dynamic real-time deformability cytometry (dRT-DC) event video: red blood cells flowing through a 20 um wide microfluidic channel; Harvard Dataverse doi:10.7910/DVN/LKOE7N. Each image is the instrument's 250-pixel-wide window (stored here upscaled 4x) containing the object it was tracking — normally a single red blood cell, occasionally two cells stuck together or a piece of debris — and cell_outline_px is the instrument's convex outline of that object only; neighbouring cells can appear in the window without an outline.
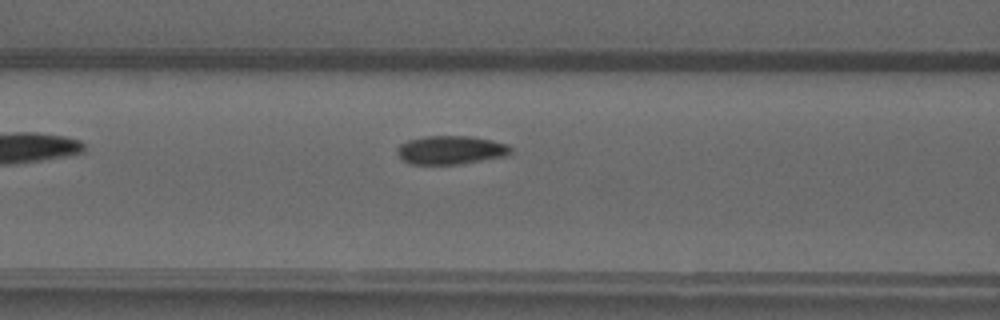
{"species": "common noctule bat (a hibernating species)", "species_latin": "Nyctalus noctula", "temperature_condition": "warm", "stored_images_in_passage": 4, "camera_frame_rate_fps": 3000, "um_per_image_px": 0.085, "animal": {"sex": "male", "forearm_length_mm": 52.5}, "frame": {"image": 1, "passage_image": 4, "time_ms": 3.333, "image_size_px": [1000, 320], "cell_outline_px": [[512, 152], [508, 156], [460, 164], [412, 164], [404, 160], [396, 152], [396, 148], [400, 144], [408, 140], [424, 136], [472, 136], [492, 140], [508, 144], [512, 148]], "centroid_in_image_um": [38.35, 12.74], "position_along_channel_um": 128.2, "area_um2": 19.07}}